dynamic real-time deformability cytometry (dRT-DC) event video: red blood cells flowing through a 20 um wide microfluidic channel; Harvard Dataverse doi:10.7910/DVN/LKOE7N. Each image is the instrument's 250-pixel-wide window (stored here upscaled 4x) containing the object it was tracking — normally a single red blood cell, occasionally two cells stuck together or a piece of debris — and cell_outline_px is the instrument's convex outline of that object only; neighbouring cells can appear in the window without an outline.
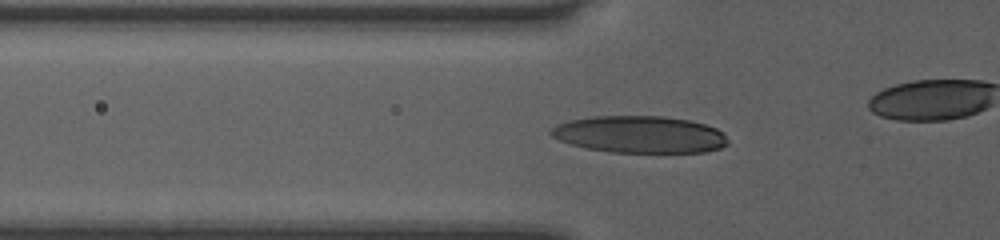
{"species": "human", "species_latin": "Homo sapiens", "temperature_condition": "room temperature", "stored_images_in_passage": 43, "camera_frame_rate_fps": 3000, "um_per_image_px": 0.085, "donor": {"sex": "female"}, "frame": {"image": 1, "passage_image": 19, "time_ms": 6.0, "image_size_px": [1000, 240], "cell_outline_px": [[728, 144], [720, 148], [704, 152], [612, 152], [588, 148], [572, 144], [560, 140], [552, 136], [548, 132], [556, 124], [572, 120], [592, 116], [664, 116], [688, 120], [704, 124], [716, 128], [724, 132], [728, 140]], "centroid_in_image_um": [54.4, 11.42], "position_along_channel_um": 71.4, "area_um2": 38.03}}
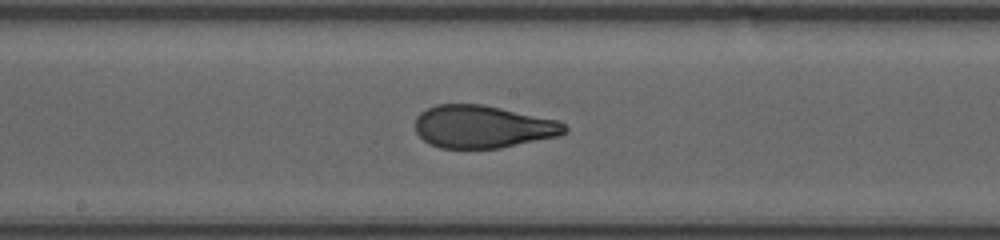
{"frame": {"image": 2, "passage_image": 29, "time_ms": 9.333, "image_size_px": [1000, 240], "cell_outline_px": [[568, 132], [560, 136], [500, 148], [440, 148], [428, 144], [416, 132], [416, 116], [420, 112], [436, 104], [484, 104], [556, 120], [564, 124], [568, 128]], "centroid_in_image_um": [41.04, 10.77], "position_along_channel_um": 207.2, "area_um2": 37.28}}
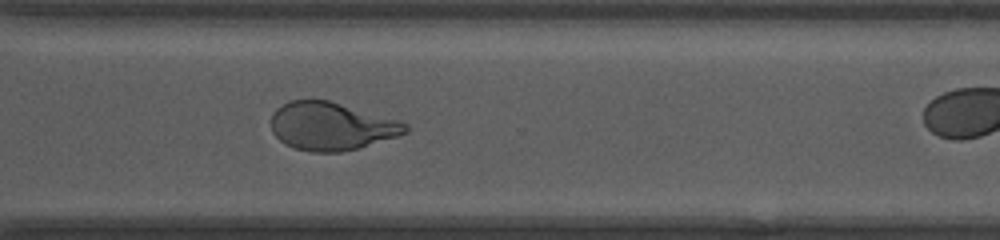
{"frame": {"image": 3, "passage_image": 39, "time_ms": 12.667, "image_size_px": [1000, 240], "cell_outline_px": [[408, 132], [396, 136], [356, 148], [340, 152], [312, 152], [296, 148], [284, 144], [272, 132], [272, 112], [276, 108], [292, 100], [328, 100], [404, 120], [408, 124]], "centroid_in_image_um": [28.19, 10.71], "position_along_channel_um": 342.4, "area_um2": 37.57}}